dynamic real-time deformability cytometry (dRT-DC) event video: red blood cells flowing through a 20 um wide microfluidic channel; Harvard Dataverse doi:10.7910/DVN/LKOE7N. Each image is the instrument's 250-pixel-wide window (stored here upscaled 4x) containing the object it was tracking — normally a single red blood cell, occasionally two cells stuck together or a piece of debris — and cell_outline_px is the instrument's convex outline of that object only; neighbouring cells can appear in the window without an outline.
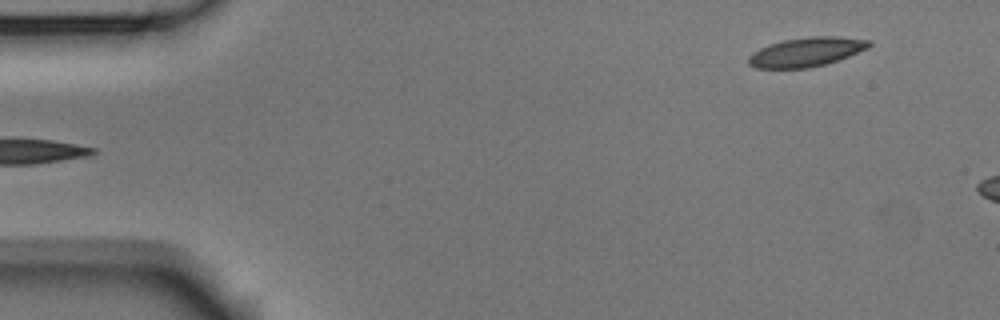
{"species": "Egyptian fruit bat (a non-hibernating species)", "species_latin": "Rousettus aegyptiacus", "temperature_condition": "room temperature", "stored_images_in_passage": 5, "segment_of_instrument_passage": [2, 2], "camera_frame_rate_fps": 3000, "um_per_image_px": 0.085, "animal": {"sex": "male"}, "frame": {"image": 1, "passage_image": 5, "time_ms": 1.333, "image_size_px": [1000, 320], "cell_outline_px": [[872, 44], [868, 48], [848, 56], [824, 64], [808, 68], [756, 68], [748, 64], [748, 56], [752, 52], [768, 44], [784, 40], [808, 36], [840, 36], [872, 40]], "centroid_in_image_um": [68.53, 4.4], "position_along_channel_um": 16.5, "area_um2": 20.58}}